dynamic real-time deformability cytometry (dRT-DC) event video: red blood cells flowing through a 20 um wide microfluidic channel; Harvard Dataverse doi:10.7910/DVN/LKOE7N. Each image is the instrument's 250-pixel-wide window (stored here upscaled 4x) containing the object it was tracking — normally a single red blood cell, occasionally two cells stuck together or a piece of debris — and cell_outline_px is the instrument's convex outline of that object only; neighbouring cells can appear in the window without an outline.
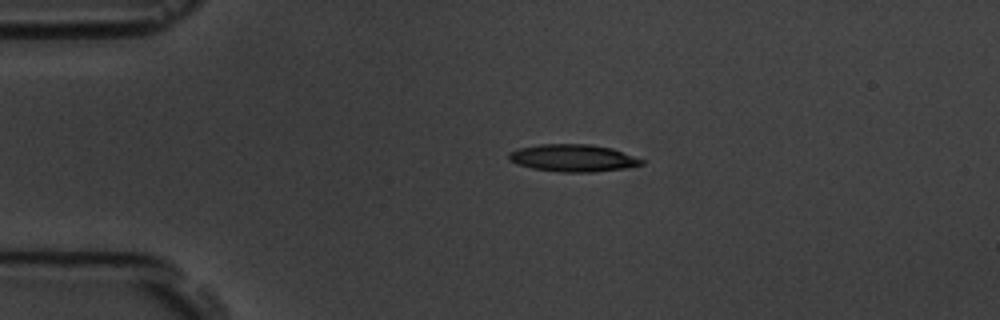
{"species": "common noctule bat (a hibernating species)", "species_latin": "Nyctalus noctula", "temperature_condition": "room temperature", "stored_images_in_passage": 5, "segment_of_instrument_passage": [1, 2], "camera_frame_rate_fps": 3000, "um_per_image_px": 0.085, "animal": {"sex": "male", "body_mass_g": 19.5, "forearm_length_mm": 54.6}, "frame": {"image": 1, "passage_image": 3, "time_ms": 2.333, "image_size_px": [1000, 320], "cell_outline_px": [[644, 164], [624, 168], [592, 172], [564, 172], [532, 168], [516, 164], [508, 160], [508, 152], [516, 148], [540, 144], [588, 144], [612, 148], [644, 160]], "centroid_in_image_um": [48.65, 13.42], "position_along_channel_um": 36.3, "area_um2": 21.1}}